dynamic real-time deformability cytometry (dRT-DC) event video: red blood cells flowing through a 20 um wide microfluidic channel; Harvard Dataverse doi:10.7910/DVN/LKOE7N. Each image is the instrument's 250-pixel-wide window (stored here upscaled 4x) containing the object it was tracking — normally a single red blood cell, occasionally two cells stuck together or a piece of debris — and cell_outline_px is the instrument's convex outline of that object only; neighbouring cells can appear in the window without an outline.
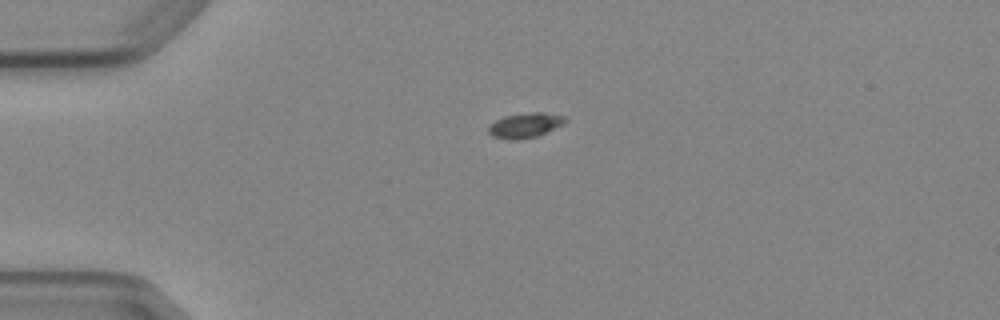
{"species": "Egyptian fruit bat (a non-hibernating species)", "species_latin": "Rousettus aegyptiacus", "temperature_condition": "cold", "stored_images_in_passage": 3, "camera_frame_rate_fps": 3000, "um_per_image_px": 0.085, "animal": {"sex": "female"}, "frame": {"image": 1, "passage_image": 2, "time_ms": 1.333, "image_size_px": [1000, 320], "cell_outline_px": [[568, 120], [564, 124], [536, 136], [516, 140], [492, 136], [488, 132], [488, 124], [504, 116], [532, 112], [544, 112], [564, 116]], "centroid_in_image_um": [44.63, 10.63], "position_along_channel_um": 40.4, "area_um2": 11.04}}